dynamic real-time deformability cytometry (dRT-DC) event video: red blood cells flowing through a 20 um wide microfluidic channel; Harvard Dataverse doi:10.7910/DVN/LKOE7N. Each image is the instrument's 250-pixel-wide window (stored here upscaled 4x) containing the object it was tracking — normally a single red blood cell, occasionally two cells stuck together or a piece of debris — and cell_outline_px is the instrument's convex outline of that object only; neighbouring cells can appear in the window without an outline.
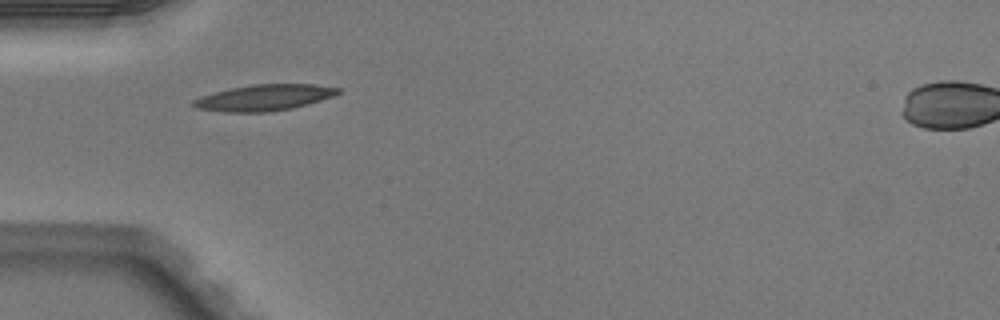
{"species": "Egyptian fruit bat (a non-hibernating species)", "species_latin": "Rousettus aegyptiacus", "temperature_condition": "warm", "stored_images_in_passage": 2, "camera_frame_rate_fps": 3000, "um_per_image_px": 0.085, "animal": {"sex": "male"}, "frame": {"image": 1, "passage_image": 2, "time_ms": 0.333, "image_size_px": [1000, 320], "cell_outline_px": [[340, 92], [332, 96], [308, 104], [292, 108], [268, 112], [224, 112], [196, 108], [192, 104], [192, 100], [200, 96], [232, 88], [252, 84], [316, 84], [340, 88]], "centroid_in_image_um": [22.45, 8.3], "position_along_channel_um": 62.6, "area_um2": 21.91}}